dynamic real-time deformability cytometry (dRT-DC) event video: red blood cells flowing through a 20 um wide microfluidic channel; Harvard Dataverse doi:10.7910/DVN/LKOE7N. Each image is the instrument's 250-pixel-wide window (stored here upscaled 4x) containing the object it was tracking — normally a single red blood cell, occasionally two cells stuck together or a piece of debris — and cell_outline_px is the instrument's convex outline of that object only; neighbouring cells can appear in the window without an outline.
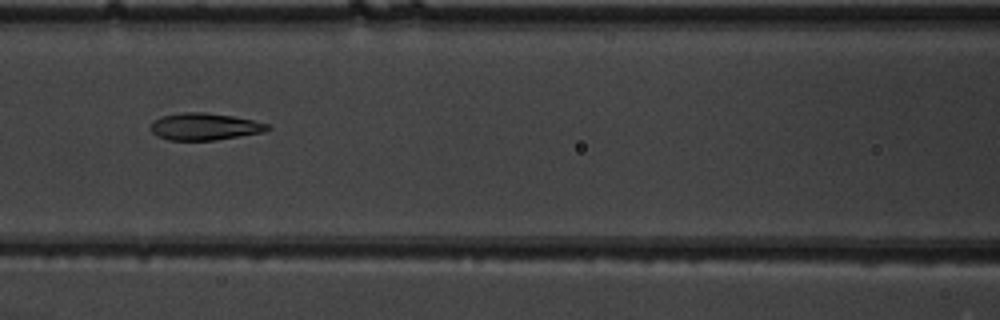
{"species": "common noctule bat (a hibernating species)", "species_latin": "Nyctalus noctula", "temperature_condition": "warm", "stored_images_in_passage": 6, "camera_frame_rate_fps": 3000, "um_per_image_px": 0.085, "animal": {"sex": "male", "body_mass_g": 19.5, "forearm_length_mm": 54.6}, "frame": {"image": 1, "passage_image": 4, "time_ms": 1.0, "image_size_px": [1000, 320], "cell_outline_px": [[268, 128], [264, 132], [216, 140], [168, 140], [156, 136], [152, 132], [152, 124], [156, 120], [164, 116], [180, 112], [204, 112], [232, 116], [252, 120], [268, 124]], "centroid_in_image_um": [17.38, 10.77], "position_along_channel_um": 149.2, "area_um2": 18.15}}
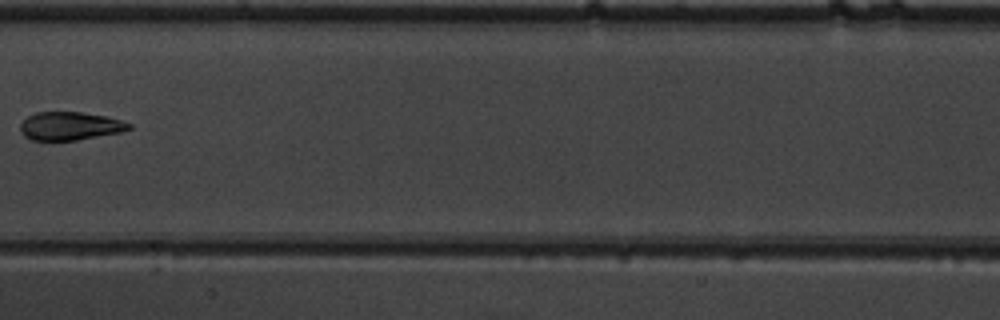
{"frame": {"image": 2, "passage_image": 5, "time_ms": 1.333, "image_size_px": [1000, 320], "cell_outline_px": [[132, 128], [124, 132], [76, 140], [32, 140], [24, 136], [20, 132], [20, 124], [28, 116], [36, 112], [80, 112], [108, 116], [132, 124]], "centroid_in_image_um": [5.98, 10.71], "position_along_channel_um": 201.4, "area_um2": 18.03}}
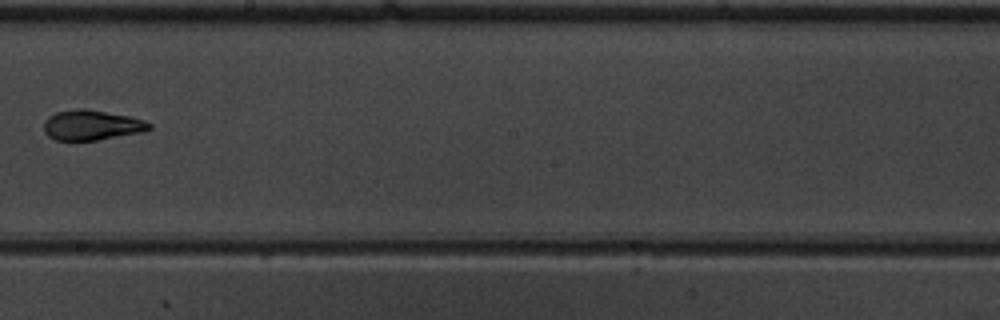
{"frame": {"image": 3, "passage_image": 6, "time_ms": 1.667, "image_size_px": [1000, 320], "cell_outline_px": [[152, 128], [140, 132], [96, 140], [56, 140], [48, 136], [44, 132], [44, 120], [48, 116], [56, 112], [76, 108], [84, 108], [128, 116], [144, 120], [152, 124]], "centroid_in_image_um": [7.75, 10.62], "position_along_channel_um": 240.5, "area_um2": 18.38}}